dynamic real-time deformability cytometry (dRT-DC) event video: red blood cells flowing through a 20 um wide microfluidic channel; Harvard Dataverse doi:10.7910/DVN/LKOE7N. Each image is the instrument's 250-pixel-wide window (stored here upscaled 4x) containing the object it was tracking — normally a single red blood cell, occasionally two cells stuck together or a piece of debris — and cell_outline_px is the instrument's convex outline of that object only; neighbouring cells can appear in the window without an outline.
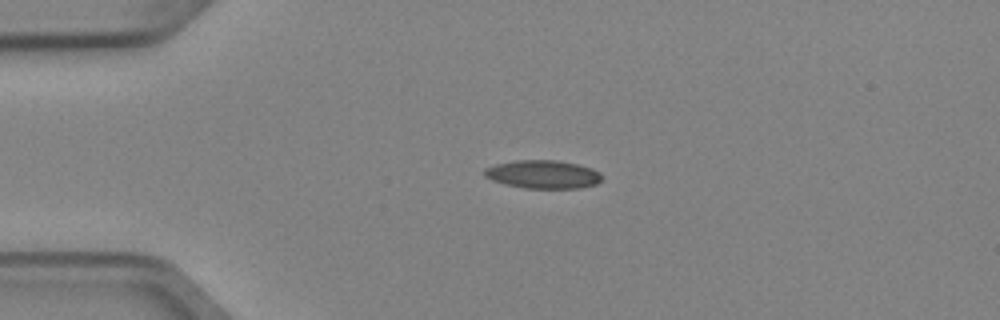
{"species": "Egyptian fruit bat (a non-hibernating species)", "species_latin": "Rousettus aegyptiacus", "temperature_condition": "cold", "stored_images_in_passage": 3, "camera_frame_rate_fps": 3000, "um_per_image_px": 0.085, "animal": {"sex": "female"}, "frame": {"image": 1, "passage_image": 2, "time_ms": 0.333, "image_size_px": [1000, 320], "cell_outline_px": [[604, 176], [596, 184], [580, 188], [524, 188], [504, 184], [492, 180], [484, 176], [484, 168], [496, 164], [516, 160], [556, 160], [576, 164], [592, 168], [600, 172]], "centroid_in_image_um": [46.15, 14.82], "position_along_channel_um": 38.8, "area_um2": 19.42}}